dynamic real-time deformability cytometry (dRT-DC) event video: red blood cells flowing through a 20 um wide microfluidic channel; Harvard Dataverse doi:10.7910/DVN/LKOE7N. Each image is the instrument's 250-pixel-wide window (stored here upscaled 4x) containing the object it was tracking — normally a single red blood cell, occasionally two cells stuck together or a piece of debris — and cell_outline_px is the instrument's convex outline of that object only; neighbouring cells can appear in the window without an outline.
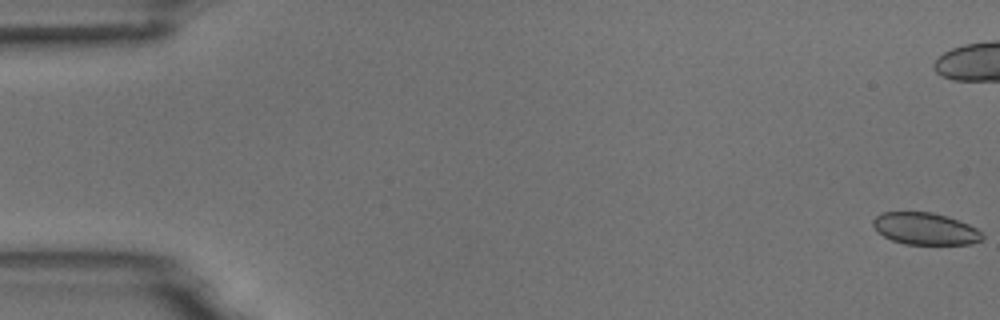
{"species": "common noctule bat (a hibernating species)", "species_latin": "Nyctalus noctula", "temperature_condition": "room temperature", "stored_images_in_passage": 56, "camera_frame_rate_fps": 3000, "um_per_image_px": 0.085, "animal": {"sex": "male", "body_mass_g": 18.8}, "frame": {"image": 1, "passage_image": 1, "time_ms": 0.0, "image_size_px": [1000, 320], "cell_outline_px": [[984, 236], [980, 240], [972, 244], [904, 244], [892, 240], [884, 236], [872, 224], [872, 220], [880, 212], [932, 212], [948, 216], [968, 224], [976, 228]], "centroid_in_image_um": [78.64, 19.43], "position_along_channel_um": 6.4, "area_um2": 20.29}}
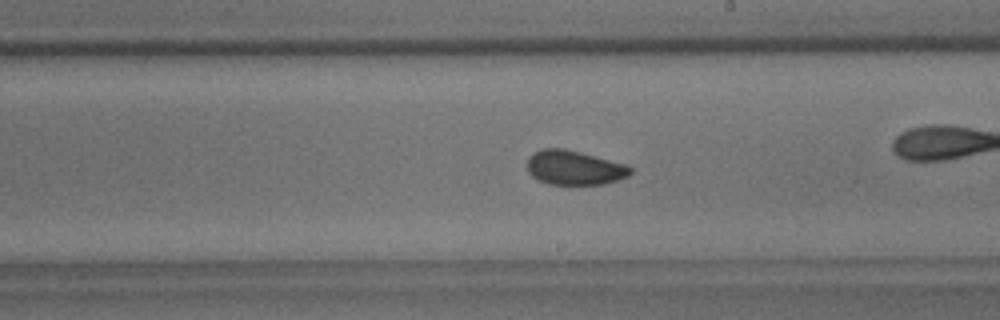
{"frame": {"image": 2, "passage_image": 32, "time_ms": 10.333, "image_size_px": [1000, 320], "cell_outline_px": [[632, 172], [628, 176], [604, 184], [548, 184], [532, 176], [528, 172], [528, 156], [532, 152], [544, 148], [564, 148], [628, 164], [632, 168]], "centroid_in_image_um": [48.82, 14.24], "position_along_channel_um": 240.2, "area_um2": 20.75}, "authors_computed_cell_mechanics": {"area_um2": 20.9236, "velocity_mm_per_s": 3.7075, "shape_relaxation_time_tau1_ms": null, "shape_relaxation_time_tau2_ms": 1.7846, "deformation_change_tau1": null, "deformation_change_tau2": 0.0506}}